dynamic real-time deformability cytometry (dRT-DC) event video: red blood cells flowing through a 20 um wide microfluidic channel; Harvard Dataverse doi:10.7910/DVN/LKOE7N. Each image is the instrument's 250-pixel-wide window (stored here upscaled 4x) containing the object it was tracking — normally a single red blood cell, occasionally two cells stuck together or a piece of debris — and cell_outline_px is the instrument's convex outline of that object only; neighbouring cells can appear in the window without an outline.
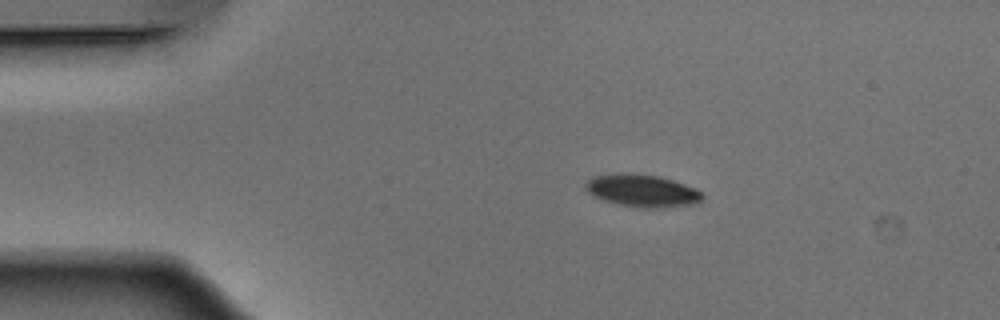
{"species": "Egyptian fruit bat (a non-hibernating species)", "species_latin": "Rousettus aegyptiacus", "temperature_condition": "warm", "stored_images_in_passage": 43, "camera_frame_rate_fps": 3000, "um_per_image_px": 0.085, "animal": {"sex": "male"}, "frame": {"image": 1, "passage_image": 1, "time_ms": 0.0, "image_size_px": [1000, 320], "cell_outline_px": [[704, 196], [696, 204], [664, 208], [640, 208], [616, 204], [604, 200], [588, 192], [584, 188], [584, 184], [592, 176], [616, 172], [632, 172], [660, 176], [684, 184], [704, 192]], "centroid_in_image_um": [54.58, 16.2], "position_along_channel_um": 30.4, "area_um2": 22.6}}
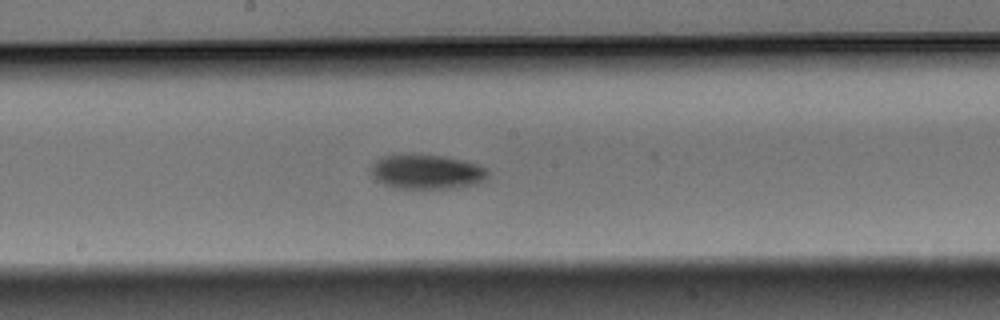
{"frame": {"image": 2, "passage_image": 19, "time_ms": 6.0, "image_size_px": [1000, 320], "cell_outline_px": [[488, 176], [480, 184], [452, 188], [396, 188], [384, 184], [376, 180], [372, 176], [372, 164], [376, 160], [384, 156], [444, 156], [464, 160], [488, 168]], "centroid_in_image_um": [36.33, 14.63], "position_along_channel_um": 211.9, "area_um2": 23.18}}
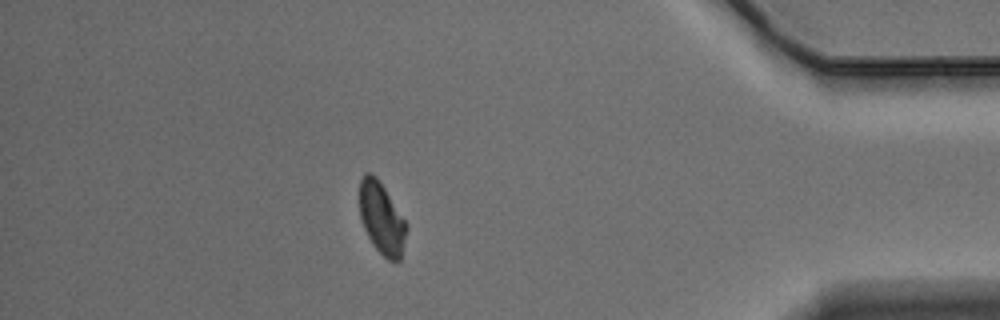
{"frame": {"image": 3, "passage_image": 37, "time_ms": 12.0, "image_size_px": [1000, 320], "cell_outline_px": [[408, 228], [400, 260], [388, 260], [372, 244], [364, 228], [360, 216], [360, 180], [364, 172], [372, 172], [376, 176], [408, 224]], "centroid_in_image_um": [32.45, 18.54], "position_along_channel_um": 402.8, "area_um2": 19.54}, "authors_computed_cell_mechanics": {"area_um2": 22.4842, "velocity_mm_per_s": 3.8769, "shape_relaxation_time_tau1_ms": 2.6226, "shape_relaxation_time_tau2_ms": null, "deformation_change_tau1": 0.0845, "deformation_change_tau2": null}}